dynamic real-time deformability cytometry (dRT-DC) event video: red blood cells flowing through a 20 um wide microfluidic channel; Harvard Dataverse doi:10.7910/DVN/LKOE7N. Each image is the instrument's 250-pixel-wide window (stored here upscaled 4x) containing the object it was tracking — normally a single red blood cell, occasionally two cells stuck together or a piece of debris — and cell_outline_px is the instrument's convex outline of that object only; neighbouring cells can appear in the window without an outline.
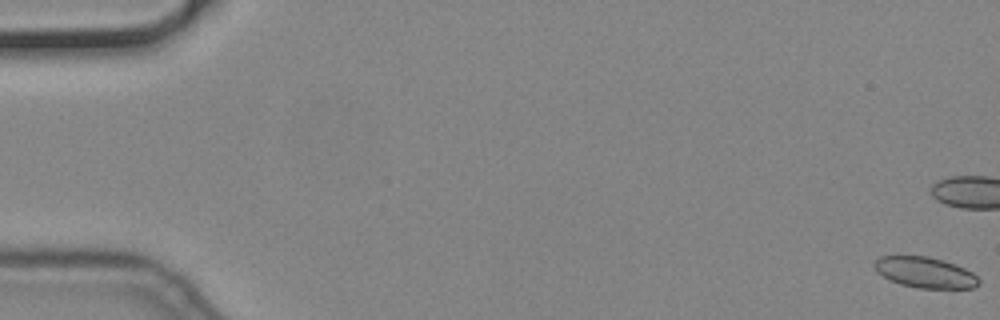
{"species": "common noctule bat (a hibernating species)", "species_latin": "Nyctalus noctula", "temperature_condition": "cold", "stored_images_in_passage": 22, "camera_frame_rate_fps": 3000, "um_per_image_px": 0.085, "animal": {"sex": "male", "body_mass_g": 19.2, "forearm_length_mm": 51.8}, "frame": {"image": 1, "passage_image": 1, "time_ms": 0.0, "image_size_px": [1000, 320], "cell_outline_px": [[980, 284], [972, 288], [916, 288], [900, 284], [876, 272], [872, 264], [880, 256], [928, 256], [944, 260], [956, 264], [972, 272], [980, 280]], "centroid_in_image_um": [78.63, 23.15], "position_along_channel_um": 6.4, "area_um2": 18.79}}